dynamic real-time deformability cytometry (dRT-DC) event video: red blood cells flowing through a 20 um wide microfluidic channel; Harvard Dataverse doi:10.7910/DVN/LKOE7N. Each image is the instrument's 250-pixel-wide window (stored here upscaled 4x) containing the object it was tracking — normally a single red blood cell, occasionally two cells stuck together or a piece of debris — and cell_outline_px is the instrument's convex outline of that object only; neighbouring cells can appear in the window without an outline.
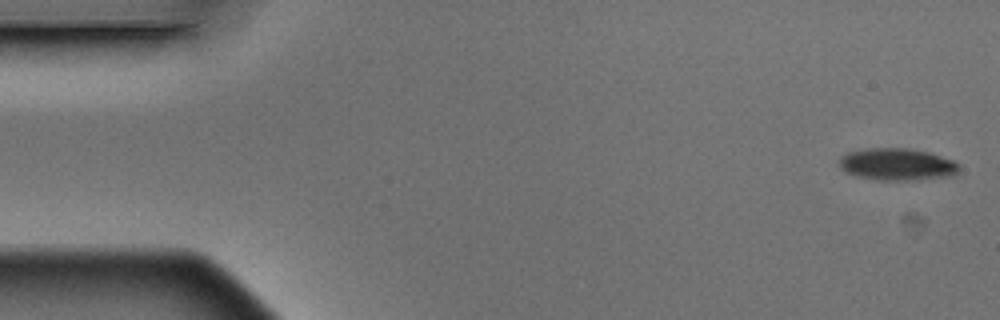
{"species": "Egyptian fruit bat (a non-hibernating species)", "species_latin": "Rousettus aegyptiacus", "temperature_condition": "warm", "stored_images_in_passage": 4, "camera_frame_rate_fps": 3000, "um_per_image_px": 0.085, "animal": {"sex": "male"}, "frame": {"image": 1, "passage_image": 1, "time_ms": 0.0, "image_size_px": [1000, 320], "cell_outline_px": [[960, 168], [956, 176], [916, 180], [876, 180], [856, 176], [840, 168], [840, 156], [848, 152], [868, 148], [904, 148], [928, 152], [952, 160], [960, 164]], "centroid_in_image_um": [76.29, 13.98], "position_along_channel_um": 8.7, "area_um2": 22.54}}
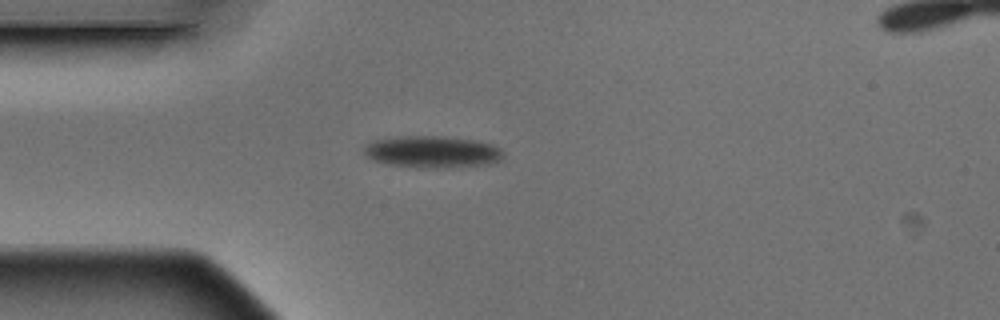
{"frame": {"image": 2, "passage_image": 4, "time_ms": 1.0, "image_size_px": [1000, 320], "cell_outline_px": [[504, 156], [500, 160], [492, 164], [436, 168], [416, 168], [388, 164], [372, 160], [364, 156], [364, 144], [376, 140], [400, 136], [440, 136], [472, 140], [492, 144], [500, 148], [504, 152]], "centroid_in_image_um": [36.73, 12.92], "position_along_channel_um": 48.3, "area_um2": 26.07}}